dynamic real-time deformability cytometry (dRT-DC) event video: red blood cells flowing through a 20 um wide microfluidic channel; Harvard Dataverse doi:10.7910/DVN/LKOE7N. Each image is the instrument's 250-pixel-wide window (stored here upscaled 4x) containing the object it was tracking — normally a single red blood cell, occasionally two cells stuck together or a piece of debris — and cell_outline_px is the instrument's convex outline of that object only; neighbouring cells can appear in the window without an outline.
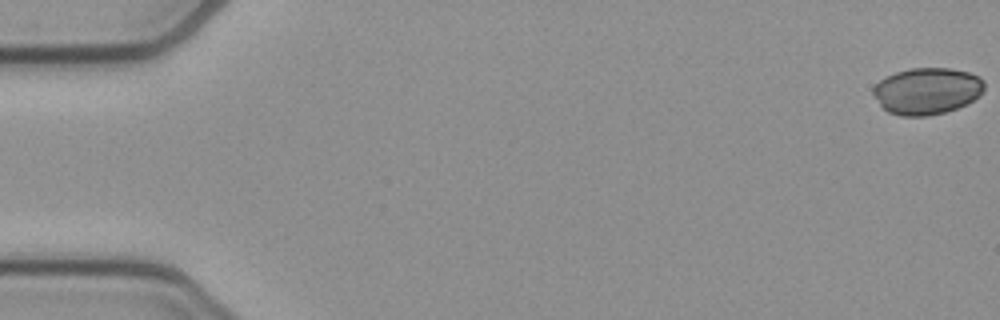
{"species": "common noctule bat (a hibernating species)", "species_latin": "Nyctalus noctula", "temperature_condition": "cold", "stored_images_in_passage": 54, "camera_frame_rate_fps": 3000, "um_per_image_px": 0.085, "animal": {"sex": "female", "body_mass_g": 21.9}, "frame": {"image": 1, "passage_image": 1, "time_ms": 0.0, "image_size_px": [1000, 320], "cell_outline_px": [[984, 88], [980, 96], [956, 108], [944, 112], [928, 116], [900, 116], [888, 112], [880, 104], [872, 92], [872, 88], [884, 76], [896, 72], [912, 68], [948, 68], [968, 72], [980, 76], [984, 80]], "centroid_in_image_um": [78.79, 7.73], "position_along_channel_um": 6.2, "area_um2": 30.23}}
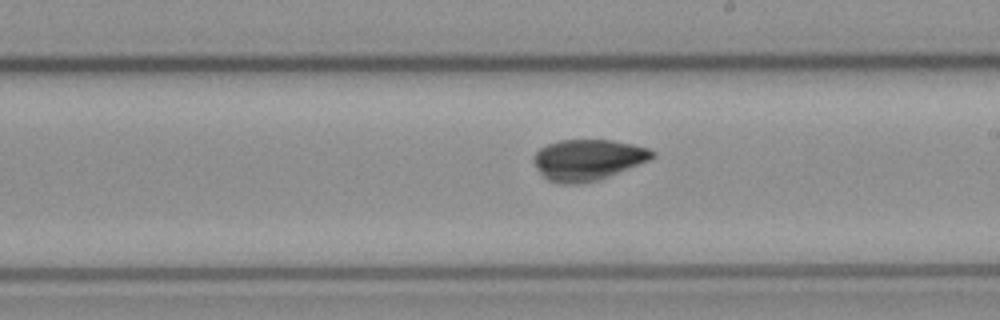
{"frame": {"image": 2, "passage_image": 31, "time_ms": 10.0, "image_size_px": [1000, 320], "cell_outline_px": [[656, 156], [648, 160], [608, 176], [596, 180], [580, 184], [560, 184], [548, 180], [536, 168], [532, 160], [532, 156], [540, 148], [548, 144], [560, 140], [612, 140], [632, 144], [648, 148], [656, 152]], "centroid_in_image_um": [49.93, 13.58], "position_along_channel_um": 239.1, "area_um2": 28.15}}
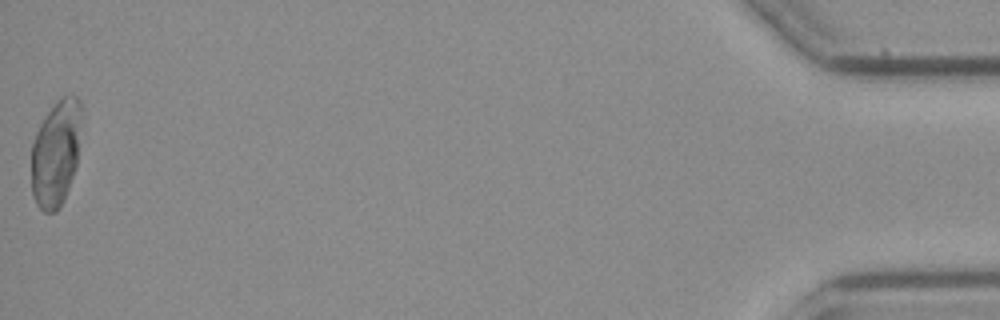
{"frame": {"image": 3, "passage_image": 54, "time_ms": 17.667, "image_size_px": [1000, 320], "cell_outline_px": [[80, 120], [76, 168], [64, 200], [60, 208], [56, 212], [44, 212], [36, 204], [32, 196], [32, 144], [36, 132], [44, 116], [56, 100], [60, 96], [76, 96], [80, 100]], "centroid_in_image_um": [4.73, 13.04], "position_along_channel_um": 430.5, "area_um2": 30.98}, "authors_computed_cell_mechanics": {"area_um2": 29.9115, "velocity_mm_per_s": 3.8347, "shape_relaxation_time_tau1_ms": 3.7924, "shape_relaxation_time_tau2_ms": 3.2315, "deformation_change_tau1": 0.0725, "deformation_change_tau2": 0.0706}}